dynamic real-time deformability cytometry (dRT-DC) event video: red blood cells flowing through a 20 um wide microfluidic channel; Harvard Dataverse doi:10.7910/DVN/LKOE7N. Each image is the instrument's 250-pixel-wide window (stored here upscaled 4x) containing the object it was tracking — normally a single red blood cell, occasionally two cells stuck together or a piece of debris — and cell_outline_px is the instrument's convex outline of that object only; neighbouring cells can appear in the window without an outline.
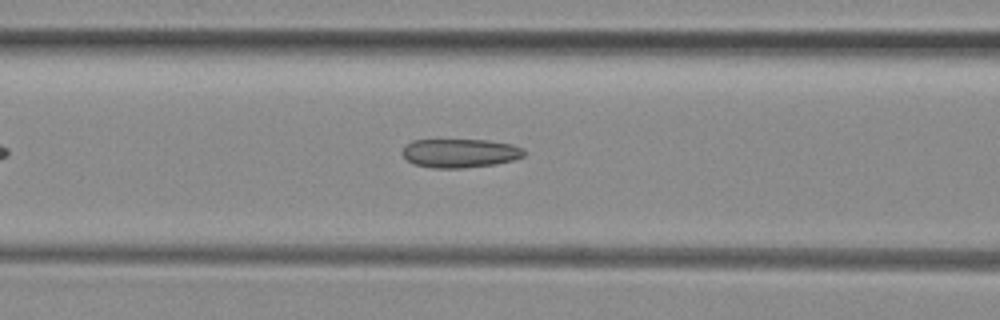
{"species": "common noctule bat (a hibernating species)", "species_latin": "Nyctalus noctula", "temperature_condition": "room temperature", "stored_images_in_passage": 33, "camera_frame_rate_fps": 3000, "um_per_image_px": 0.085, "animal": {"sex": "female", "body_mass_g": 29.2, "forearm_length_mm": 56.3}, "frame": {"image": 1, "passage_image": 8, "time_ms": 2.333, "image_size_px": [1000, 320], "cell_outline_px": [[524, 156], [512, 160], [496, 164], [464, 168], [432, 168], [412, 164], [400, 152], [412, 140], [488, 140], [512, 144], [520, 148], [524, 152]], "centroid_in_image_um": [39.07, 13.02], "position_along_channel_um": 127.5, "area_um2": 20.4}}
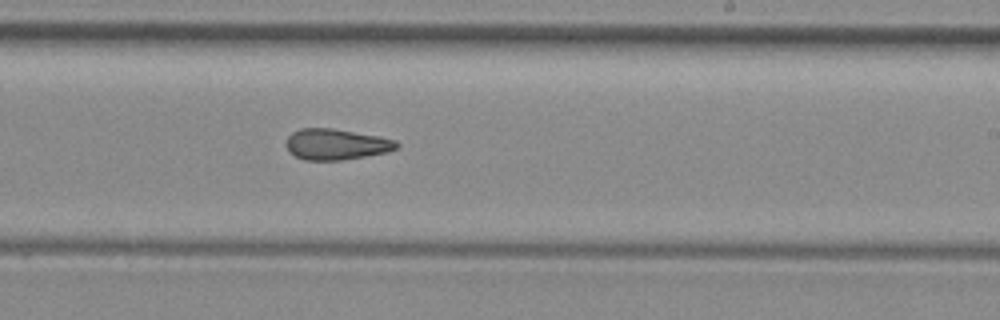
{"frame": {"image": 2, "passage_image": 18, "time_ms": 5.667, "image_size_px": [1000, 320], "cell_outline_px": [[400, 144], [396, 148], [388, 152], [340, 160], [304, 160], [288, 152], [284, 144], [288, 136], [292, 132], [300, 128], [332, 128], [380, 136], [396, 140]], "centroid_in_image_um": [28.54, 12.26], "position_along_channel_um": 260.5, "area_um2": 20.06}}
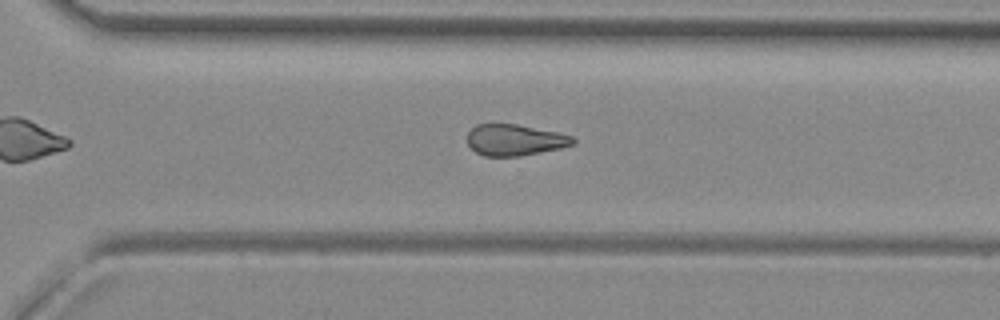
{"frame": {"image": 3, "passage_image": 23, "time_ms": 7.333, "image_size_px": [1000, 320], "cell_outline_px": [[576, 140], [572, 144], [560, 148], [520, 156], [484, 156], [476, 152], [468, 144], [468, 132], [476, 124], [516, 124], [556, 132], [572, 136]], "centroid_in_image_um": [43.74, 11.9], "position_along_channel_um": 326.9, "area_um2": 19.02}, "authors_computed_cell_mechanics": {"area_um2": 20.23, "velocity_mm_per_s": 3.9935, "shape_relaxation_time_tau1_ms": null, "shape_relaxation_time_tau2_ms": 3.786, "deformation_change_tau1": null, "deformation_change_tau2": 0.1264}}